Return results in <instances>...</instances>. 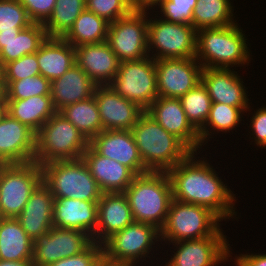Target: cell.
<instances>
[{
	"label": "cell",
	"instance_id": "45",
	"mask_svg": "<svg viewBox=\"0 0 266 266\" xmlns=\"http://www.w3.org/2000/svg\"><path fill=\"white\" fill-rule=\"evenodd\" d=\"M237 266H266V255H240L236 259Z\"/></svg>",
	"mask_w": 266,
	"mask_h": 266
},
{
	"label": "cell",
	"instance_id": "7",
	"mask_svg": "<svg viewBox=\"0 0 266 266\" xmlns=\"http://www.w3.org/2000/svg\"><path fill=\"white\" fill-rule=\"evenodd\" d=\"M221 219L210 209L172 199L165 223L160 229L161 239L172 243L201 239L213 235Z\"/></svg>",
	"mask_w": 266,
	"mask_h": 266
},
{
	"label": "cell",
	"instance_id": "12",
	"mask_svg": "<svg viewBox=\"0 0 266 266\" xmlns=\"http://www.w3.org/2000/svg\"><path fill=\"white\" fill-rule=\"evenodd\" d=\"M144 11H131L109 24L106 42L118 61H136L148 55V19ZM146 18V19H145Z\"/></svg>",
	"mask_w": 266,
	"mask_h": 266
},
{
	"label": "cell",
	"instance_id": "47",
	"mask_svg": "<svg viewBox=\"0 0 266 266\" xmlns=\"http://www.w3.org/2000/svg\"><path fill=\"white\" fill-rule=\"evenodd\" d=\"M0 266H35L33 260L29 261H5L0 260Z\"/></svg>",
	"mask_w": 266,
	"mask_h": 266
},
{
	"label": "cell",
	"instance_id": "40",
	"mask_svg": "<svg viewBox=\"0 0 266 266\" xmlns=\"http://www.w3.org/2000/svg\"><path fill=\"white\" fill-rule=\"evenodd\" d=\"M197 0H166L161 11L168 22L192 25V14Z\"/></svg>",
	"mask_w": 266,
	"mask_h": 266
},
{
	"label": "cell",
	"instance_id": "41",
	"mask_svg": "<svg viewBox=\"0 0 266 266\" xmlns=\"http://www.w3.org/2000/svg\"><path fill=\"white\" fill-rule=\"evenodd\" d=\"M86 9L109 23H113L131 12L122 0H86Z\"/></svg>",
	"mask_w": 266,
	"mask_h": 266
},
{
	"label": "cell",
	"instance_id": "4",
	"mask_svg": "<svg viewBox=\"0 0 266 266\" xmlns=\"http://www.w3.org/2000/svg\"><path fill=\"white\" fill-rule=\"evenodd\" d=\"M88 146L87 138L56 112L36 133L34 162L42 166L54 161L81 159Z\"/></svg>",
	"mask_w": 266,
	"mask_h": 266
},
{
	"label": "cell",
	"instance_id": "19",
	"mask_svg": "<svg viewBox=\"0 0 266 266\" xmlns=\"http://www.w3.org/2000/svg\"><path fill=\"white\" fill-rule=\"evenodd\" d=\"M145 112L192 152L202 146L199 132L191 125L179 98L158 97Z\"/></svg>",
	"mask_w": 266,
	"mask_h": 266
},
{
	"label": "cell",
	"instance_id": "17",
	"mask_svg": "<svg viewBox=\"0 0 266 266\" xmlns=\"http://www.w3.org/2000/svg\"><path fill=\"white\" fill-rule=\"evenodd\" d=\"M36 133L4 113L0 118V160L4 164L34 161Z\"/></svg>",
	"mask_w": 266,
	"mask_h": 266
},
{
	"label": "cell",
	"instance_id": "24",
	"mask_svg": "<svg viewBox=\"0 0 266 266\" xmlns=\"http://www.w3.org/2000/svg\"><path fill=\"white\" fill-rule=\"evenodd\" d=\"M82 159L103 193L124 192L136 176L128 167L98 154L90 145Z\"/></svg>",
	"mask_w": 266,
	"mask_h": 266
},
{
	"label": "cell",
	"instance_id": "32",
	"mask_svg": "<svg viewBox=\"0 0 266 266\" xmlns=\"http://www.w3.org/2000/svg\"><path fill=\"white\" fill-rule=\"evenodd\" d=\"M90 141L103 131L95 97L65 106L59 111Z\"/></svg>",
	"mask_w": 266,
	"mask_h": 266
},
{
	"label": "cell",
	"instance_id": "36",
	"mask_svg": "<svg viewBox=\"0 0 266 266\" xmlns=\"http://www.w3.org/2000/svg\"><path fill=\"white\" fill-rule=\"evenodd\" d=\"M241 111L243 112L239 107L212 102L207 121L199 131L201 143H204L205 139L208 140L207 137L210 135L206 126H210L217 131L227 132L228 130H232L241 121Z\"/></svg>",
	"mask_w": 266,
	"mask_h": 266
},
{
	"label": "cell",
	"instance_id": "38",
	"mask_svg": "<svg viewBox=\"0 0 266 266\" xmlns=\"http://www.w3.org/2000/svg\"><path fill=\"white\" fill-rule=\"evenodd\" d=\"M31 24L19 0H0V31H21Z\"/></svg>",
	"mask_w": 266,
	"mask_h": 266
},
{
	"label": "cell",
	"instance_id": "3",
	"mask_svg": "<svg viewBox=\"0 0 266 266\" xmlns=\"http://www.w3.org/2000/svg\"><path fill=\"white\" fill-rule=\"evenodd\" d=\"M123 193L134 221L153 225L159 230L163 227L173 199L166 172L149 171L136 175Z\"/></svg>",
	"mask_w": 266,
	"mask_h": 266
},
{
	"label": "cell",
	"instance_id": "25",
	"mask_svg": "<svg viewBox=\"0 0 266 266\" xmlns=\"http://www.w3.org/2000/svg\"><path fill=\"white\" fill-rule=\"evenodd\" d=\"M97 202L54 198L53 226L81 230L92 238L97 227Z\"/></svg>",
	"mask_w": 266,
	"mask_h": 266
},
{
	"label": "cell",
	"instance_id": "43",
	"mask_svg": "<svg viewBox=\"0 0 266 266\" xmlns=\"http://www.w3.org/2000/svg\"><path fill=\"white\" fill-rule=\"evenodd\" d=\"M33 23L44 24L51 16L56 0H19Z\"/></svg>",
	"mask_w": 266,
	"mask_h": 266
},
{
	"label": "cell",
	"instance_id": "37",
	"mask_svg": "<svg viewBox=\"0 0 266 266\" xmlns=\"http://www.w3.org/2000/svg\"><path fill=\"white\" fill-rule=\"evenodd\" d=\"M6 100H20L37 95H50L51 81L41 74L21 80H4Z\"/></svg>",
	"mask_w": 266,
	"mask_h": 266
},
{
	"label": "cell",
	"instance_id": "33",
	"mask_svg": "<svg viewBox=\"0 0 266 266\" xmlns=\"http://www.w3.org/2000/svg\"><path fill=\"white\" fill-rule=\"evenodd\" d=\"M230 0H197L192 14V26L196 30L220 28L235 24L232 21Z\"/></svg>",
	"mask_w": 266,
	"mask_h": 266
},
{
	"label": "cell",
	"instance_id": "26",
	"mask_svg": "<svg viewBox=\"0 0 266 266\" xmlns=\"http://www.w3.org/2000/svg\"><path fill=\"white\" fill-rule=\"evenodd\" d=\"M96 85L86 72L74 64L61 77L51 82L50 97L57 112L65 106L94 96Z\"/></svg>",
	"mask_w": 266,
	"mask_h": 266
},
{
	"label": "cell",
	"instance_id": "48",
	"mask_svg": "<svg viewBox=\"0 0 266 266\" xmlns=\"http://www.w3.org/2000/svg\"><path fill=\"white\" fill-rule=\"evenodd\" d=\"M20 31H0V41H10L18 35Z\"/></svg>",
	"mask_w": 266,
	"mask_h": 266
},
{
	"label": "cell",
	"instance_id": "15",
	"mask_svg": "<svg viewBox=\"0 0 266 266\" xmlns=\"http://www.w3.org/2000/svg\"><path fill=\"white\" fill-rule=\"evenodd\" d=\"M221 231L219 228L209 237L175 242L179 247L165 266H214L227 261L229 244Z\"/></svg>",
	"mask_w": 266,
	"mask_h": 266
},
{
	"label": "cell",
	"instance_id": "10",
	"mask_svg": "<svg viewBox=\"0 0 266 266\" xmlns=\"http://www.w3.org/2000/svg\"><path fill=\"white\" fill-rule=\"evenodd\" d=\"M110 86L117 94L146 110L158 98L155 60L147 56L119 63Z\"/></svg>",
	"mask_w": 266,
	"mask_h": 266
},
{
	"label": "cell",
	"instance_id": "49",
	"mask_svg": "<svg viewBox=\"0 0 266 266\" xmlns=\"http://www.w3.org/2000/svg\"><path fill=\"white\" fill-rule=\"evenodd\" d=\"M5 101H6L5 83L2 76V72H0V103H5Z\"/></svg>",
	"mask_w": 266,
	"mask_h": 266
},
{
	"label": "cell",
	"instance_id": "8",
	"mask_svg": "<svg viewBox=\"0 0 266 266\" xmlns=\"http://www.w3.org/2000/svg\"><path fill=\"white\" fill-rule=\"evenodd\" d=\"M42 182V167L34 161L3 164L0 168L1 217L16 218Z\"/></svg>",
	"mask_w": 266,
	"mask_h": 266
},
{
	"label": "cell",
	"instance_id": "31",
	"mask_svg": "<svg viewBox=\"0 0 266 266\" xmlns=\"http://www.w3.org/2000/svg\"><path fill=\"white\" fill-rule=\"evenodd\" d=\"M109 24V22L94 12L85 9L62 38L73 47L105 42L107 40Z\"/></svg>",
	"mask_w": 266,
	"mask_h": 266
},
{
	"label": "cell",
	"instance_id": "27",
	"mask_svg": "<svg viewBox=\"0 0 266 266\" xmlns=\"http://www.w3.org/2000/svg\"><path fill=\"white\" fill-rule=\"evenodd\" d=\"M37 62L40 74L52 82L76 64L75 48L61 37H47L37 51Z\"/></svg>",
	"mask_w": 266,
	"mask_h": 266
},
{
	"label": "cell",
	"instance_id": "16",
	"mask_svg": "<svg viewBox=\"0 0 266 266\" xmlns=\"http://www.w3.org/2000/svg\"><path fill=\"white\" fill-rule=\"evenodd\" d=\"M94 97L103 130H131L145 112L138 104L117 94L110 85L97 86Z\"/></svg>",
	"mask_w": 266,
	"mask_h": 266
},
{
	"label": "cell",
	"instance_id": "6",
	"mask_svg": "<svg viewBox=\"0 0 266 266\" xmlns=\"http://www.w3.org/2000/svg\"><path fill=\"white\" fill-rule=\"evenodd\" d=\"M41 167L42 182L54 198L99 201L103 194L82 158L54 161Z\"/></svg>",
	"mask_w": 266,
	"mask_h": 266
},
{
	"label": "cell",
	"instance_id": "29",
	"mask_svg": "<svg viewBox=\"0 0 266 266\" xmlns=\"http://www.w3.org/2000/svg\"><path fill=\"white\" fill-rule=\"evenodd\" d=\"M0 260H33V240L17 218H0Z\"/></svg>",
	"mask_w": 266,
	"mask_h": 266
},
{
	"label": "cell",
	"instance_id": "44",
	"mask_svg": "<svg viewBox=\"0 0 266 266\" xmlns=\"http://www.w3.org/2000/svg\"><path fill=\"white\" fill-rule=\"evenodd\" d=\"M251 123L253 129L251 131L256 135L254 138L256 144L266 147V107L257 110L256 114L252 117Z\"/></svg>",
	"mask_w": 266,
	"mask_h": 266
},
{
	"label": "cell",
	"instance_id": "42",
	"mask_svg": "<svg viewBox=\"0 0 266 266\" xmlns=\"http://www.w3.org/2000/svg\"><path fill=\"white\" fill-rule=\"evenodd\" d=\"M103 265V246L92 242L81 253L58 260L49 266H102Z\"/></svg>",
	"mask_w": 266,
	"mask_h": 266
},
{
	"label": "cell",
	"instance_id": "23",
	"mask_svg": "<svg viewBox=\"0 0 266 266\" xmlns=\"http://www.w3.org/2000/svg\"><path fill=\"white\" fill-rule=\"evenodd\" d=\"M54 195L41 182L31 193L22 212L16 217L27 235L34 241L53 227Z\"/></svg>",
	"mask_w": 266,
	"mask_h": 266
},
{
	"label": "cell",
	"instance_id": "22",
	"mask_svg": "<svg viewBox=\"0 0 266 266\" xmlns=\"http://www.w3.org/2000/svg\"><path fill=\"white\" fill-rule=\"evenodd\" d=\"M230 68H203L201 82L212 102L248 109V98L238 74Z\"/></svg>",
	"mask_w": 266,
	"mask_h": 266
},
{
	"label": "cell",
	"instance_id": "46",
	"mask_svg": "<svg viewBox=\"0 0 266 266\" xmlns=\"http://www.w3.org/2000/svg\"><path fill=\"white\" fill-rule=\"evenodd\" d=\"M131 11H143V0H122Z\"/></svg>",
	"mask_w": 266,
	"mask_h": 266
},
{
	"label": "cell",
	"instance_id": "30",
	"mask_svg": "<svg viewBox=\"0 0 266 266\" xmlns=\"http://www.w3.org/2000/svg\"><path fill=\"white\" fill-rule=\"evenodd\" d=\"M47 37L43 24L33 23L29 27L21 30L10 41H0L1 66L27 54L37 52Z\"/></svg>",
	"mask_w": 266,
	"mask_h": 266
},
{
	"label": "cell",
	"instance_id": "18",
	"mask_svg": "<svg viewBox=\"0 0 266 266\" xmlns=\"http://www.w3.org/2000/svg\"><path fill=\"white\" fill-rule=\"evenodd\" d=\"M89 145L98 154L128 167L135 175L149 172L130 130H103L89 141Z\"/></svg>",
	"mask_w": 266,
	"mask_h": 266
},
{
	"label": "cell",
	"instance_id": "51",
	"mask_svg": "<svg viewBox=\"0 0 266 266\" xmlns=\"http://www.w3.org/2000/svg\"><path fill=\"white\" fill-rule=\"evenodd\" d=\"M5 113V103H0V118Z\"/></svg>",
	"mask_w": 266,
	"mask_h": 266
},
{
	"label": "cell",
	"instance_id": "35",
	"mask_svg": "<svg viewBox=\"0 0 266 266\" xmlns=\"http://www.w3.org/2000/svg\"><path fill=\"white\" fill-rule=\"evenodd\" d=\"M179 99L187 119L199 132L207 121L212 105L208 90L201 82Z\"/></svg>",
	"mask_w": 266,
	"mask_h": 266
},
{
	"label": "cell",
	"instance_id": "2",
	"mask_svg": "<svg viewBox=\"0 0 266 266\" xmlns=\"http://www.w3.org/2000/svg\"><path fill=\"white\" fill-rule=\"evenodd\" d=\"M130 131L148 171L167 172L192 152L146 112Z\"/></svg>",
	"mask_w": 266,
	"mask_h": 266
},
{
	"label": "cell",
	"instance_id": "21",
	"mask_svg": "<svg viewBox=\"0 0 266 266\" xmlns=\"http://www.w3.org/2000/svg\"><path fill=\"white\" fill-rule=\"evenodd\" d=\"M97 214V227L92 241L99 244H103L114 233L121 231L134 221L123 192L103 193L97 202Z\"/></svg>",
	"mask_w": 266,
	"mask_h": 266
},
{
	"label": "cell",
	"instance_id": "13",
	"mask_svg": "<svg viewBox=\"0 0 266 266\" xmlns=\"http://www.w3.org/2000/svg\"><path fill=\"white\" fill-rule=\"evenodd\" d=\"M92 242V238L84 231L53 226L49 232L33 241V263L35 266H49L81 253Z\"/></svg>",
	"mask_w": 266,
	"mask_h": 266
},
{
	"label": "cell",
	"instance_id": "28",
	"mask_svg": "<svg viewBox=\"0 0 266 266\" xmlns=\"http://www.w3.org/2000/svg\"><path fill=\"white\" fill-rule=\"evenodd\" d=\"M5 112L37 133L57 111L50 95H37L27 99L6 100Z\"/></svg>",
	"mask_w": 266,
	"mask_h": 266
},
{
	"label": "cell",
	"instance_id": "5",
	"mask_svg": "<svg viewBox=\"0 0 266 266\" xmlns=\"http://www.w3.org/2000/svg\"><path fill=\"white\" fill-rule=\"evenodd\" d=\"M236 24L197 30L195 58H202L199 65L203 68H229L249 61L247 39Z\"/></svg>",
	"mask_w": 266,
	"mask_h": 266
},
{
	"label": "cell",
	"instance_id": "1",
	"mask_svg": "<svg viewBox=\"0 0 266 266\" xmlns=\"http://www.w3.org/2000/svg\"><path fill=\"white\" fill-rule=\"evenodd\" d=\"M191 152L166 173L170 179L173 199L204 206L220 219L235 215L234 194L219 180L214 169L204 160L194 161Z\"/></svg>",
	"mask_w": 266,
	"mask_h": 266
},
{
	"label": "cell",
	"instance_id": "20",
	"mask_svg": "<svg viewBox=\"0 0 266 266\" xmlns=\"http://www.w3.org/2000/svg\"><path fill=\"white\" fill-rule=\"evenodd\" d=\"M74 48L76 64L86 72L96 86L112 83L120 62L106 41Z\"/></svg>",
	"mask_w": 266,
	"mask_h": 266
},
{
	"label": "cell",
	"instance_id": "9",
	"mask_svg": "<svg viewBox=\"0 0 266 266\" xmlns=\"http://www.w3.org/2000/svg\"><path fill=\"white\" fill-rule=\"evenodd\" d=\"M157 237L160 238V230L155 226L133 221L102 244L103 264L133 266L137 260L139 262V257H147Z\"/></svg>",
	"mask_w": 266,
	"mask_h": 266
},
{
	"label": "cell",
	"instance_id": "39",
	"mask_svg": "<svg viewBox=\"0 0 266 266\" xmlns=\"http://www.w3.org/2000/svg\"><path fill=\"white\" fill-rule=\"evenodd\" d=\"M1 72L4 80H21L39 75L40 69L37 62V52L27 54L15 61L4 64Z\"/></svg>",
	"mask_w": 266,
	"mask_h": 266
},
{
	"label": "cell",
	"instance_id": "50",
	"mask_svg": "<svg viewBox=\"0 0 266 266\" xmlns=\"http://www.w3.org/2000/svg\"><path fill=\"white\" fill-rule=\"evenodd\" d=\"M166 0H143V11H147L149 6L161 5ZM147 9V10H146Z\"/></svg>",
	"mask_w": 266,
	"mask_h": 266
},
{
	"label": "cell",
	"instance_id": "11",
	"mask_svg": "<svg viewBox=\"0 0 266 266\" xmlns=\"http://www.w3.org/2000/svg\"><path fill=\"white\" fill-rule=\"evenodd\" d=\"M147 37L148 53L153 47L158 51L152 56L154 60L196 56L197 30L192 25L151 19L148 20Z\"/></svg>",
	"mask_w": 266,
	"mask_h": 266
},
{
	"label": "cell",
	"instance_id": "52",
	"mask_svg": "<svg viewBox=\"0 0 266 266\" xmlns=\"http://www.w3.org/2000/svg\"><path fill=\"white\" fill-rule=\"evenodd\" d=\"M3 164H4V163L0 160V168L2 167Z\"/></svg>",
	"mask_w": 266,
	"mask_h": 266
},
{
	"label": "cell",
	"instance_id": "14",
	"mask_svg": "<svg viewBox=\"0 0 266 266\" xmlns=\"http://www.w3.org/2000/svg\"><path fill=\"white\" fill-rule=\"evenodd\" d=\"M196 61L195 57L155 60L158 97L180 98L201 83L203 67Z\"/></svg>",
	"mask_w": 266,
	"mask_h": 266
},
{
	"label": "cell",
	"instance_id": "34",
	"mask_svg": "<svg viewBox=\"0 0 266 266\" xmlns=\"http://www.w3.org/2000/svg\"><path fill=\"white\" fill-rule=\"evenodd\" d=\"M86 9V0H56L49 19L43 24L48 37H63Z\"/></svg>",
	"mask_w": 266,
	"mask_h": 266
}]
</instances>
